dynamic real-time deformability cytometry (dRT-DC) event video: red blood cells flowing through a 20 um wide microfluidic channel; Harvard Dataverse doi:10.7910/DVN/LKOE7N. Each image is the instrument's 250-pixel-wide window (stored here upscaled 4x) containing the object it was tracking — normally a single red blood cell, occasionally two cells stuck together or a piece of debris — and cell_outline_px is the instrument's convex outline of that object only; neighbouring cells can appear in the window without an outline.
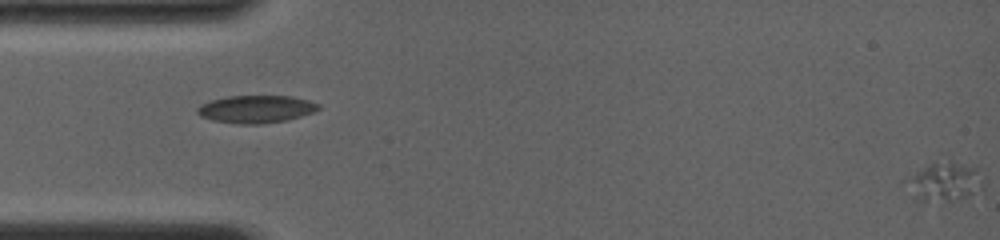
{"species": "common noctule bat (a hibernating species)", "species_latin": "Nyctalus noctula", "temperature_condition": "room temperature", "stored_images_in_passage": 8, "segment_of_instrument_passage": [2, 2], "camera_frame_rate_fps": 4000, "um_per_image_px": 0.085, "animal": {"sex": "female", "body_mass_g": 19.0, "forearm_length_mm": 56.7}, "frame": {"image": 1, "passage_image": 8, "time_ms": 4.25, "image_size_px": [1000, 240], "cell_outline_px": [[984, 188], [968, 196], [940, 204], [916, 200], [900, 184], [904, 180], [928, 164], [936, 160], [952, 160], [976, 168], [984, 184]], "centroid_in_image_um": [80.19, 15.47], "position_along_channel_um": 4.8, "area_um2": 18.32}}